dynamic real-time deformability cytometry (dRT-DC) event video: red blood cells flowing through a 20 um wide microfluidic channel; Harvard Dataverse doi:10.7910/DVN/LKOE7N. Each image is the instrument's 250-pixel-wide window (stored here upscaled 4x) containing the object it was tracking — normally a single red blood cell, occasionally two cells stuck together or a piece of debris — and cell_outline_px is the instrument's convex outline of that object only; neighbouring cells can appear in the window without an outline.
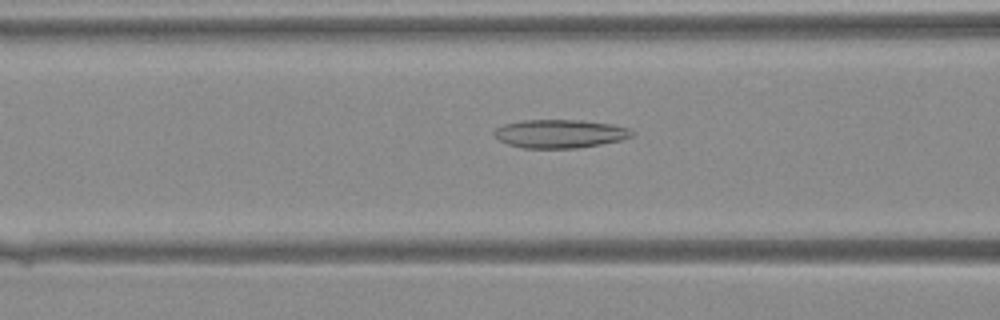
{"species": "Egyptian fruit bat (a non-hibernating species)", "species_latin": "Rousettus aegyptiacus", "temperature_condition": "warm", "stored_images_in_passage": 22, "camera_frame_rate_fps": 3000, "um_per_image_px": 0.085, "animal": {"sex": "female"}, "frame": {"image": 1, "passage_image": 5, "time_ms": 1.333, "image_size_px": [1000, 320], "cell_outline_px": [[636, 132], [632, 136], [620, 140], [600, 144], [576, 148], [524, 148], [508, 144], [500, 140], [492, 132], [496, 128], [504, 124], [524, 120], [580, 120], [612, 124], [628, 128]], "centroid_in_image_um": [47.6, 11.36], "position_along_channel_um": 119.0, "area_um2": 22.72}}
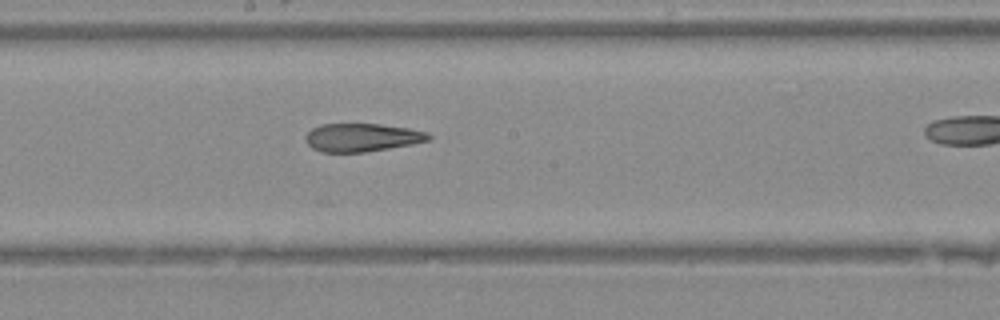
{"frame": {"image": 2, "passage_image": 11, "time_ms": 3.333, "image_size_px": [1000, 320], "cell_outline_px": [[432, 140], [412, 144], [364, 152], [320, 152], [312, 148], [304, 140], [304, 136], [312, 128], [320, 124], [380, 124], [408, 128], [428, 132], [432, 136]], "centroid_in_image_um": [30.76, 11.68], "position_along_channel_um": 217.4, "area_um2": 20.35}}
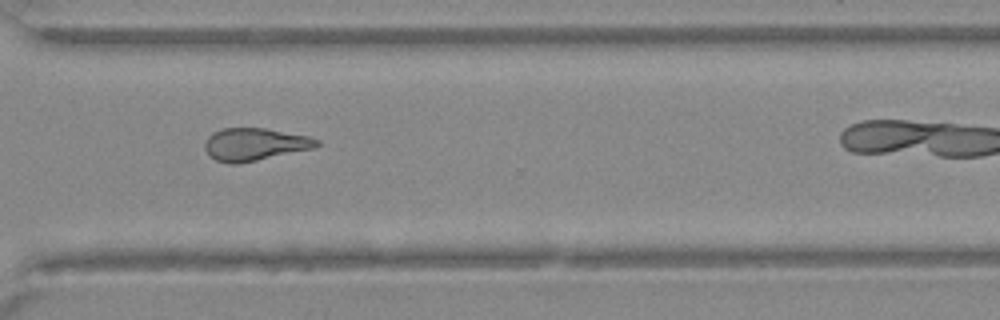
{"frame": {"image": 3, "passage_image": 19, "time_ms": 6.0, "image_size_px": [1000, 320], "cell_outline_px": [[320, 144], [312, 148], [256, 160], [236, 164], [228, 164], [216, 160], [208, 156], [204, 148], [204, 144], [208, 136], [212, 132], [224, 128], [264, 128], [308, 136], [320, 140]], "centroid_in_image_um": [21.59, 12.26], "position_along_channel_um": 349.0, "area_um2": 21.1}}